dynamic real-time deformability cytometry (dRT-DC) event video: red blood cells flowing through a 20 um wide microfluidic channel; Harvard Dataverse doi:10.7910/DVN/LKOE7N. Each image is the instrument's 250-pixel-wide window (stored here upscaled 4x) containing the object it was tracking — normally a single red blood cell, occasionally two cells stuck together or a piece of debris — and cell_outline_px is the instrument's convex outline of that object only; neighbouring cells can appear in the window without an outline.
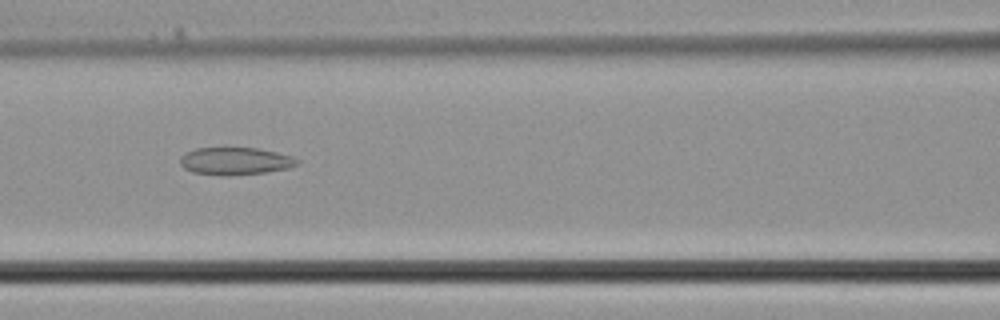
{"species": "common noctule bat (a hibernating species)", "species_latin": "Nyctalus noctula", "temperature_condition": "cold", "stored_images_in_passage": 27, "camera_frame_rate_fps": 3000, "um_per_image_px": 0.085, "animal": {"sex": "male", "body_mass_g": 21.5, "forearm_length_mm": 52.0}, "frame": {"image": 1, "passage_image": 6, "time_ms": 1.667, "image_size_px": [1000, 320], "cell_outline_px": [[300, 164], [288, 168], [264, 172], [192, 172], [184, 168], [180, 164], [180, 156], [184, 152], [196, 148], [256, 148], [276, 152], [292, 156], [300, 160]], "centroid_in_image_um": [20.02, 13.63], "position_along_channel_um": 146.6, "area_um2": 17.74}}
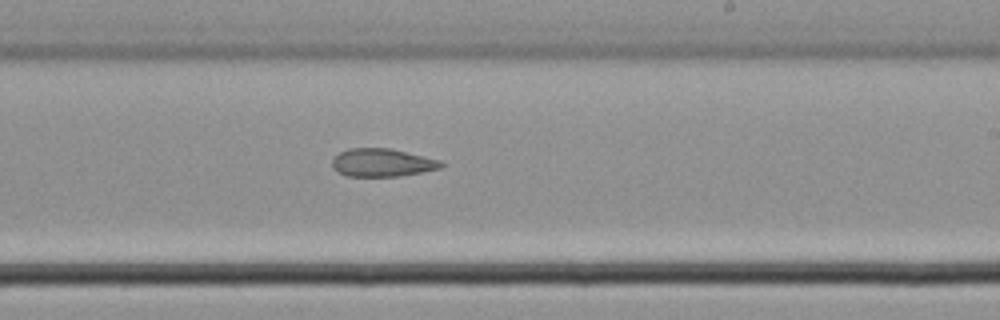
{"frame": {"image": 2, "passage_image": 12, "time_ms": 3.667, "image_size_px": [1000, 320], "cell_outline_px": [[444, 164], [440, 168], [400, 176], [348, 176], [336, 172], [332, 168], [332, 156], [348, 148], [392, 148], [440, 160]], "centroid_in_image_um": [32.43, 13.81], "position_along_channel_um": 256.6, "area_um2": 17.92}}
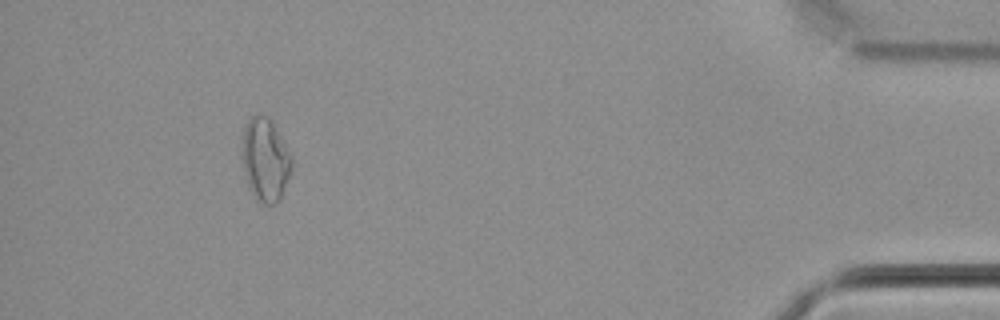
{"frame": {"image": 3, "passage_image": 24, "time_ms": 7.667, "image_size_px": [1000, 320], "cell_outline_px": [[292, 172], [280, 200], [272, 204], [260, 204], [252, 192], [248, 184], [240, 156], [240, 144], [244, 124], [256, 112], [260, 112], [268, 116], [276, 128], [292, 156]], "centroid_in_image_um": [22.52, 13.53], "position_along_channel_um": 412.7, "area_um2": 24.8}}